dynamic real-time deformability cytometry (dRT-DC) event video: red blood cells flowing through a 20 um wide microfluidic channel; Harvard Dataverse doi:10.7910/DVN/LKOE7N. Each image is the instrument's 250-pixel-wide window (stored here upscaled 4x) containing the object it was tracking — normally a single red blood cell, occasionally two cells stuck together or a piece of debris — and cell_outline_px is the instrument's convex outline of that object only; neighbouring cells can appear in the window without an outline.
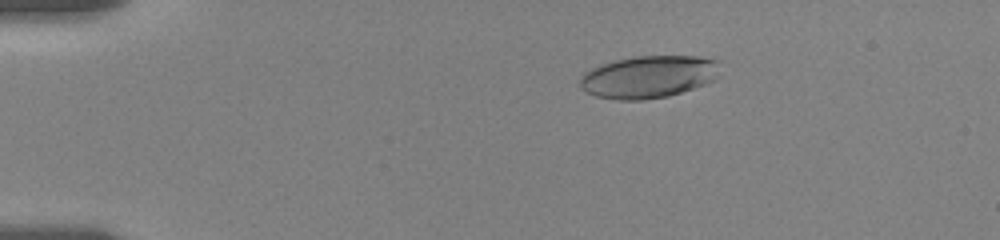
{"species": "human", "species_latin": "Homo sapiens", "temperature_condition": "room temperature", "stored_images_in_passage": 38, "camera_frame_rate_fps": 3000, "um_per_image_px": 0.085, "donor": {"sex": "female"}, "frame": {"image": 1, "passage_image": 8, "time_ms": 3.0, "image_size_px": [1000, 240], "cell_outline_px": [[720, 60], [716, 80], [668, 96], [644, 100], [616, 100], [596, 96], [580, 88], [580, 76], [584, 72], [600, 64], [616, 60], [636, 56], [696, 56]], "centroid_in_image_um": [55.12, 6.52], "position_along_channel_um": 29.9, "area_um2": 34.68}}
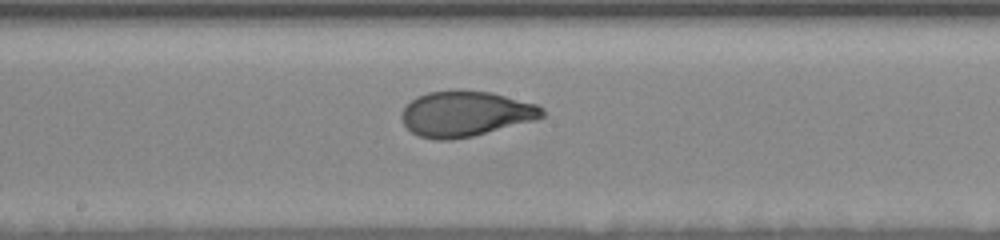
{"frame": {"image": 2, "passage_image": 23, "time_ms": 10.0, "image_size_px": [1000, 240], "cell_outline_px": [[544, 116], [532, 120], [472, 136], [452, 140], [432, 140], [420, 136], [412, 132], [404, 124], [400, 116], [404, 108], [416, 96], [428, 92], [456, 88], [460, 88], [492, 92], [536, 104], [544, 108]], "centroid_in_image_um": [39.53, 9.64], "position_along_channel_um": 208.7, "area_um2": 37.4}}
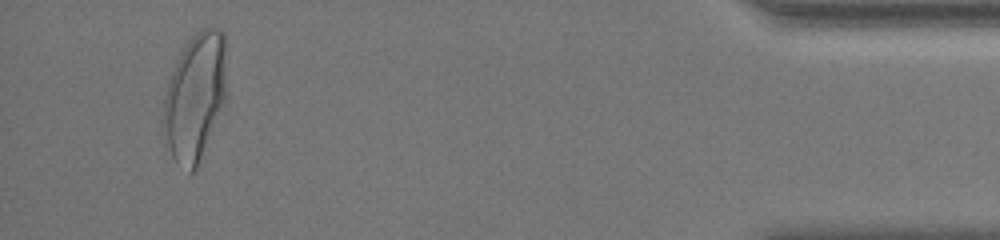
{"frame": {"image": 3, "passage_image": 36, "time_ms": 17.667, "image_size_px": [1000, 240], "cell_outline_px": [[228, 92], [224, 104], [196, 168], [192, 172], [188, 172], [176, 164], [172, 156], [168, 144], [164, 120], [164, 96], [172, 72], [184, 48], [192, 36], [200, 28], [220, 28], [224, 32]], "centroid_in_image_um": [16.64, 8.2], "position_along_channel_um": 418.6, "area_um2": 46.53}, "authors_computed_cell_mechanics": {"area_um2": 36.8764, "velocity_mm_per_s": 3.5392, "shape_relaxation_time_tau1_ms": 4.4745, "shape_relaxation_time_tau2_ms": null, "deformation_change_tau1": 0.1727, "deformation_change_tau2": null}}